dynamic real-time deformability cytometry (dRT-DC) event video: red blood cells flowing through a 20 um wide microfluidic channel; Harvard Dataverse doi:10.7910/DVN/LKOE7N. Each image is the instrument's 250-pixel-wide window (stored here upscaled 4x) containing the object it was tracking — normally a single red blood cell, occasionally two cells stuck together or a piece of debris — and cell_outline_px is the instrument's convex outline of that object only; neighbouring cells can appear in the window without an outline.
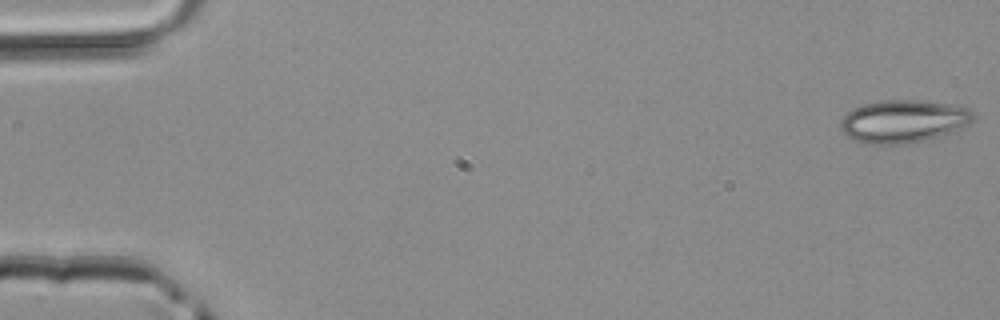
{"species": "common noctule bat (a hibernating species)", "species_latin": "Nyctalus noctula", "temperature_condition": "room temperature", "stored_images_in_passage": 9, "camera_frame_rate_fps": 3000, "um_per_image_px": 0.085, "animal": {"sex": "male", "body_mass_g": 20.4}, "frame": {"image": 1, "passage_image": 1, "time_ms": 0.0, "image_size_px": [1000, 320], "cell_outline_px": [[976, 116], [968, 124], [952, 132], [924, 140], [908, 144], [872, 144], [852, 140], [840, 128], [840, 124], [844, 116], [852, 108], [864, 104], [880, 100], [916, 100], [944, 104], [968, 108]], "centroid_in_image_um": [76.76, 10.31], "position_along_channel_um": 8.2, "area_um2": 32.83}}